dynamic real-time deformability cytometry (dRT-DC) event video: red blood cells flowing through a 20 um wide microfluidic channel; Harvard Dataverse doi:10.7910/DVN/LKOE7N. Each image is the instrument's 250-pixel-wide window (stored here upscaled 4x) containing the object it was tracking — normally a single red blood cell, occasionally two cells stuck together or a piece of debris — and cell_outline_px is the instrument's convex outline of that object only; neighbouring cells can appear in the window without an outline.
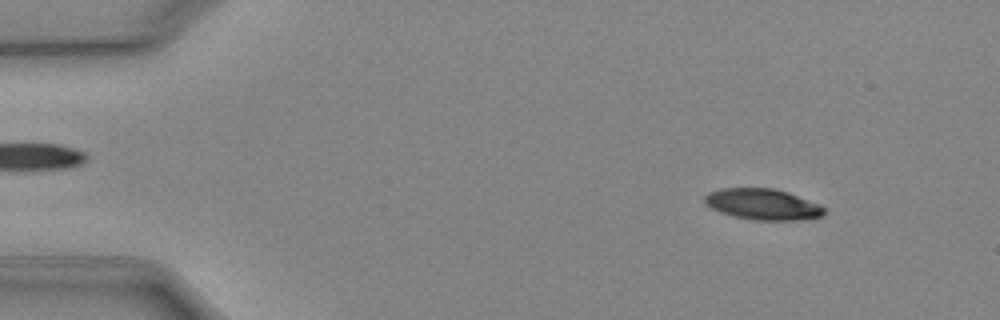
{"species": "Egyptian fruit bat (a non-hibernating species)", "species_latin": "Rousettus aegyptiacus", "temperature_condition": "cold", "stored_images_in_passage": 50, "camera_frame_rate_fps": 3000, "um_per_image_px": 0.085, "animal": {"sex": "female"}, "frame": {"image": 1, "passage_image": 5, "time_ms": 1.333, "image_size_px": [1000, 320], "cell_outline_px": [[828, 212], [824, 216], [812, 220], [752, 220], [720, 212], [704, 204], [704, 196], [708, 192], [720, 188], [772, 188], [788, 192], [820, 204], [828, 208]], "centroid_in_image_um": [64.91, 17.37], "position_along_channel_um": 20.1, "area_um2": 22.08}}
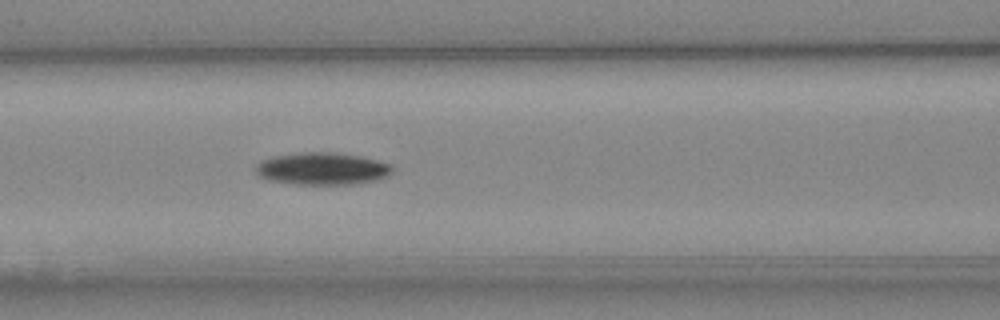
{"frame": {"image": 2, "passage_image": 21, "time_ms": 6.667, "image_size_px": [1000, 320], "cell_outline_px": [[392, 172], [388, 176], [376, 180], [356, 184], [296, 184], [272, 180], [260, 176], [256, 172], [256, 164], [272, 156], [300, 152], [332, 152], [360, 156], [392, 164]], "centroid_in_image_um": [27.42, 14.33], "position_along_channel_um": 139.2, "area_um2": 25.61}}
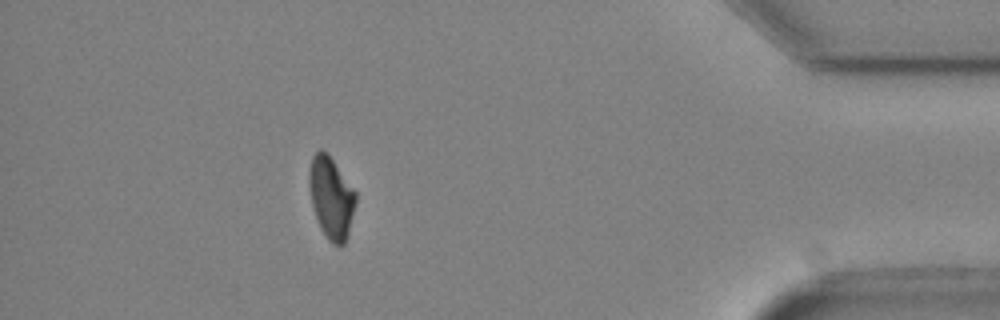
{"frame": {"image": 3, "passage_image": 45, "time_ms": 14.667, "image_size_px": [1000, 320], "cell_outline_px": [[356, 200], [348, 236], [344, 244], [332, 244], [328, 240], [320, 228], [312, 204], [308, 184], [308, 172], [312, 156], [320, 148], [332, 160], [356, 192]], "centroid_in_image_um": [28.13, 16.82], "position_along_channel_um": 407.1, "area_um2": 21.91}, "authors_computed_cell_mechanics": {"area_um2": 23.2356, "velocity_mm_per_s": 3.9442, "shape_relaxation_time_tau1_ms": 3.6633, "shape_relaxation_time_tau2_ms": null, "deformation_change_tau1": 0.1151, "deformation_change_tau2": null}}